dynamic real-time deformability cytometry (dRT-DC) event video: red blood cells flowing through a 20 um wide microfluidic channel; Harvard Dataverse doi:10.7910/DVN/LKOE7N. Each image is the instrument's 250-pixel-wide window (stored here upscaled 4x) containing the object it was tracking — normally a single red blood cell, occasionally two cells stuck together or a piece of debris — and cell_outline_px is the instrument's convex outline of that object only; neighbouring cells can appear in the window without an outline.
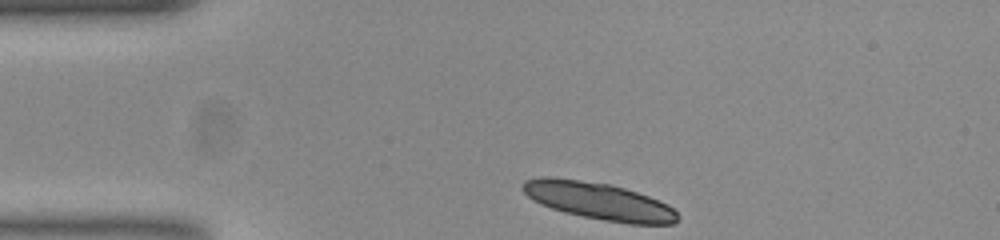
{"species": "common noctule bat (a hibernating species)", "species_latin": "Nyctalus noctula", "temperature_condition": "room temperature", "stored_images_in_passage": 35, "camera_frame_rate_fps": 3000, "um_per_image_px": 0.085, "animal": {"sex": "female", "body_mass_g": 23.0, "forearm_length_mm": 53.4}, "frame": {"image": 1, "passage_image": 1, "time_ms": 0.0, "image_size_px": [1000, 240], "cell_outline_px": [[680, 216], [672, 224], [628, 224], [604, 220], [564, 212], [552, 208], [532, 200], [520, 188], [524, 180], [540, 176], [552, 176], [612, 184], [648, 196], [668, 204]], "centroid_in_image_um": [50.86, 17.07], "position_along_channel_um": 34.1, "area_um2": 33.64}}
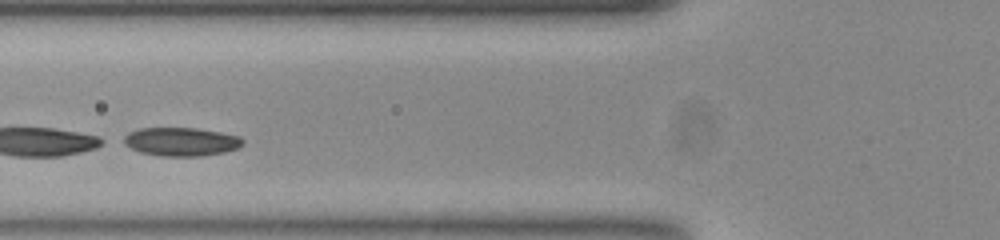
{"frame": {"image": 2, "passage_image": 11, "time_ms": 3.333, "image_size_px": [1000, 240], "cell_outline_px": [[244, 144], [236, 148], [224, 152], [200, 156], [160, 156], [140, 152], [116, 140], [128, 132], [140, 128], [196, 128], [220, 132], [240, 136], [244, 140]], "centroid_in_image_um": [15.33, 12.04], "position_along_channel_um": 110.5, "area_um2": 20.06}, "authors_computed_cell_mechanics": {"area_um2": 20.0566, "velocity_mm_per_s": 3.7026, "shape_relaxation_time_tau1_ms": 0.6533, "shape_relaxation_time_tau2_ms": 2.5811, "deformation_change_tau1": 0.2511, "deformation_change_tau2": 0.0764}}